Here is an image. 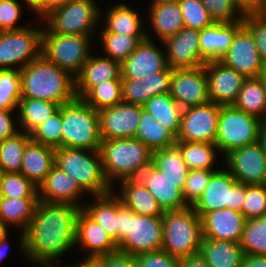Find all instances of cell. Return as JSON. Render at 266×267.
I'll return each mask as SVG.
<instances>
[{
	"instance_id": "6da1fadb",
	"label": "cell",
	"mask_w": 266,
	"mask_h": 267,
	"mask_svg": "<svg viewBox=\"0 0 266 267\" xmlns=\"http://www.w3.org/2000/svg\"><path fill=\"white\" fill-rule=\"evenodd\" d=\"M80 209L68 203L38 200L34 217L24 231L27 257L43 267H57L52 264L54 260L75 246L76 219Z\"/></svg>"
},
{
	"instance_id": "7a4b0ae2",
	"label": "cell",
	"mask_w": 266,
	"mask_h": 267,
	"mask_svg": "<svg viewBox=\"0 0 266 267\" xmlns=\"http://www.w3.org/2000/svg\"><path fill=\"white\" fill-rule=\"evenodd\" d=\"M21 98L39 99L59 106L76 98L75 78L42 54L20 70Z\"/></svg>"
},
{
	"instance_id": "3957f363",
	"label": "cell",
	"mask_w": 266,
	"mask_h": 267,
	"mask_svg": "<svg viewBox=\"0 0 266 267\" xmlns=\"http://www.w3.org/2000/svg\"><path fill=\"white\" fill-rule=\"evenodd\" d=\"M162 216L135 214L118 197V251L136 256L162 249Z\"/></svg>"
},
{
	"instance_id": "277c9868",
	"label": "cell",
	"mask_w": 266,
	"mask_h": 267,
	"mask_svg": "<svg viewBox=\"0 0 266 267\" xmlns=\"http://www.w3.org/2000/svg\"><path fill=\"white\" fill-rule=\"evenodd\" d=\"M99 152L110 184L112 180L138 178L152 160V151L136 138L101 140Z\"/></svg>"
},
{
	"instance_id": "5b68a950",
	"label": "cell",
	"mask_w": 266,
	"mask_h": 267,
	"mask_svg": "<svg viewBox=\"0 0 266 267\" xmlns=\"http://www.w3.org/2000/svg\"><path fill=\"white\" fill-rule=\"evenodd\" d=\"M162 250L183 259L199 254L202 243V222L192 206L164 211Z\"/></svg>"
},
{
	"instance_id": "8992f818",
	"label": "cell",
	"mask_w": 266,
	"mask_h": 267,
	"mask_svg": "<svg viewBox=\"0 0 266 267\" xmlns=\"http://www.w3.org/2000/svg\"><path fill=\"white\" fill-rule=\"evenodd\" d=\"M54 165L94 196L113 192L103 172L99 150L60 147L55 149Z\"/></svg>"
},
{
	"instance_id": "52a82bcc",
	"label": "cell",
	"mask_w": 266,
	"mask_h": 267,
	"mask_svg": "<svg viewBox=\"0 0 266 267\" xmlns=\"http://www.w3.org/2000/svg\"><path fill=\"white\" fill-rule=\"evenodd\" d=\"M61 147L99 150V111L82 99L62 105Z\"/></svg>"
},
{
	"instance_id": "ba28073f",
	"label": "cell",
	"mask_w": 266,
	"mask_h": 267,
	"mask_svg": "<svg viewBox=\"0 0 266 267\" xmlns=\"http://www.w3.org/2000/svg\"><path fill=\"white\" fill-rule=\"evenodd\" d=\"M94 1L74 0L47 11L42 18L49 27L42 33L91 36L101 14Z\"/></svg>"
},
{
	"instance_id": "9c48e42d",
	"label": "cell",
	"mask_w": 266,
	"mask_h": 267,
	"mask_svg": "<svg viewBox=\"0 0 266 267\" xmlns=\"http://www.w3.org/2000/svg\"><path fill=\"white\" fill-rule=\"evenodd\" d=\"M259 118L236 109L233 105L221 106L215 144L218 151L228 154L231 150L258 142Z\"/></svg>"
},
{
	"instance_id": "30bf717a",
	"label": "cell",
	"mask_w": 266,
	"mask_h": 267,
	"mask_svg": "<svg viewBox=\"0 0 266 267\" xmlns=\"http://www.w3.org/2000/svg\"><path fill=\"white\" fill-rule=\"evenodd\" d=\"M90 37L42 33L41 54L51 63L67 71L74 78L90 55Z\"/></svg>"
},
{
	"instance_id": "8fae6325",
	"label": "cell",
	"mask_w": 266,
	"mask_h": 267,
	"mask_svg": "<svg viewBox=\"0 0 266 267\" xmlns=\"http://www.w3.org/2000/svg\"><path fill=\"white\" fill-rule=\"evenodd\" d=\"M245 196L246 185L238 183L227 169H219L211 175L202 196L192 208L200 218L224 208L241 212Z\"/></svg>"
},
{
	"instance_id": "7c38bea8",
	"label": "cell",
	"mask_w": 266,
	"mask_h": 267,
	"mask_svg": "<svg viewBox=\"0 0 266 267\" xmlns=\"http://www.w3.org/2000/svg\"><path fill=\"white\" fill-rule=\"evenodd\" d=\"M42 31L25 27L18 30L0 32V70L13 69L20 64L19 70L41 55ZM23 63V64H22Z\"/></svg>"
},
{
	"instance_id": "4fadbf2b",
	"label": "cell",
	"mask_w": 266,
	"mask_h": 267,
	"mask_svg": "<svg viewBox=\"0 0 266 267\" xmlns=\"http://www.w3.org/2000/svg\"><path fill=\"white\" fill-rule=\"evenodd\" d=\"M220 107L209 101L202 105L183 108L176 141L214 143Z\"/></svg>"
},
{
	"instance_id": "5bb4252c",
	"label": "cell",
	"mask_w": 266,
	"mask_h": 267,
	"mask_svg": "<svg viewBox=\"0 0 266 267\" xmlns=\"http://www.w3.org/2000/svg\"><path fill=\"white\" fill-rule=\"evenodd\" d=\"M229 172L238 183L266 185V154L257 142L224 155Z\"/></svg>"
},
{
	"instance_id": "9a60e30c",
	"label": "cell",
	"mask_w": 266,
	"mask_h": 267,
	"mask_svg": "<svg viewBox=\"0 0 266 267\" xmlns=\"http://www.w3.org/2000/svg\"><path fill=\"white\" fill-rule=\"evenodd\" d=\"M141 118V106L120 102L99 110L101 140L135 138Z\"/></svg>"
},
{
	"instance_id": "2e32d148",
	"label": "cell",
	"mask_w": 266,
	"mask_h": 267,
	"mask_svg": "<svg viewBox=\"0 0 266 267\" xmlns=\"http://www.w3.org/2000/svg\"><path fill=\"white\" fill-rule=\"evenodd\" d=\"M169 94L182 108L209 102L204 66L173 69Z\"/></svg>"
},
{
	"instance_id": "e0dca14e",
	"label": "cell",
	"mask_w": 266,
	"mask_h": 267,
	"mask_svg": "<svg viewBox=\"0 0 266 267\" xmlns=\"http://www.w3.org/2000/svg\"><path fill=\"white\" fill-rule=\"evenodd\" d=\"M204 68L209 100L220 106L233 105L246 77L219 60L207 61Z\"/></svg>"
},
{
	"instance_id": "ac0fdd59",
	"label": "cell",
	"mask_w": 266,
	"mask_h": 267,
	"mask_svg": "<svg viewBox=\"0 0 266 267\" xmlns=\"http://www.w3.org/2000/svg\"><path fill=\"white\" fill-rule=\"evenodd\" d=\"M219 61L246 78L260 76L264 64L252 34L244 25L235 33L228 51Z\"/></svg>"
},
{
	"instance_id": "d6986e66",
	"label": "cell",
	"mask_w": 266,
	"mask_h": 267,
	"mask_svg": "<svg viewBox=\"0 0 266 267\" xmlns=\"http://www.w3.org/2000/svg\"><path fill=\"white\" fill-rule=\"evenodd\" d=\"M200 30L184 27L177 34L166 38V60L172 69L196 68L207 61L200 54Z\"/></svg>"
},
{
	"instance_id": "ffe728a7",
	"label": "cell",
	"mask_w": 266,
	"mask_h": 267,
	"mask_svg": "<svg viewBox=\"0 0 266 267\" xmlns=\"http://www.w3.org/2000/svg\"><path fill=\"white\" fill-rule=\"evenodd\" d=\"M147 37L121 63V79L140 80L168 68L166 55Z\"/></svg>"
},
{
	"instance_id": "44dd1931",
	"label": "cell",
	"mask_w": 266,
	"mask_h": 267,
	"mask_svg": "<svg viewBox=\"0 0 266 267\" xmlns=\"http://www.w3.org/2000/svg\"><path fill=\"white\" fill-rule=\"evenodd\" d=\"M77 243L89 250L88 257H100L118 251V245L104 228L82 208L76 219L75 245Z\"/></svg>"
},
{
	"instance_id": "7402d4cb",
	"label": "cell",
	"mask_w": 266,
	"mask_h": 267,
	"mask_svg": "<svg viewBox=\"0 0 266 267\" xmlns=\"http://www.w3.org/2000/svg\"><path fill=\"white\" fill-rule=\"evenodd\" d=\"M246 220L241 212L229 208L206 213L201 217L203 237L239 243Z\"/></svg>"
},
{
	"instance_id": "603a6c76",
	"label": "cell",
	"mask_w": 266,
	"mask_h": 267,
	"mask_svg": "<svg viewBox=\"0 0 266 267\" xmlns=\"http://www.w3.org/2000/svg\"><path fill=\"white\" fill-rule=\"evenodd\" d=\"M86 192L70 175L55 165L38 186V200L49 203H68L79 208L77 198Z\"/></svg>"
},
{
	"instance_id": "cb8c5ba5",
	"label": "cell",
	"mask_w": 266,
	"mask_h": 267,
	"mask_svg": "<svg viewBox=\"0 0 266 267\" xmlns=\"http://www.w3.org/2000/svg\"><path fill=\"white\" fill-rule=\"evenodd\" d=\"M138 179L156 198L163 211L181 210L189 207L183 198L182 190L175 186L152 163L141 172Z\"/></svg>"
},
{
	"instance_id": "d4e9b609",
	"label": "cell",
	"mask_w": 266,
	"mask_h": 267,
	"mask_svg": "<svg viewBox=\"0 0 266 267\" xmlns=\"http://www.w3.org/2000/svg\"><path fill=\"white\" fill-rule=\"evenodd\" d=\"M121 79V63L108 57L90 56L75 77L76 98H82L92 87Z\"/></svg>"
},
{
	"instance_id": "484cf974",
	"label": "cell",
	"mask_w": 266,
	"mask_h": 267,
	"mask_svg": "<svg viewBox=\"0 0 266 267\" xmlns=\"http://www.w3.org/2000/svg\"><path fill=\"white\" fill-rule=\"evenodd\" d=\"M172 70L168 67L140 80L122 79V100L143 106L151 97L169 93Z\"/></svg>"
},
{
	"instance_id": "4316f807",
	"label": "cell",
	"mask_w": 266,
	"mask_h": 267,
	"mask_svg": "<svg viewBox=\"0 0 266 267\" xmlns=\"http://www.w3.org/2000/svg\"><path fill=\"white\" fill-rule=\"evenodd\" d=\"M243 26L238 22H214L200 30V54L206 61L220 60L228 51L235 33Z\"/></svg>"
},
{
	"instance_id": "83f0119b",
	"label": "cell",
	"mask_w": 266,
	"mask_h": 267,
	"mask_svg": "<svg viewBox=\"0 0 266 267\" xmlns=\"http://www.w3.org/2000/svg\"><path fill=\"white\" fill-rule=\"evenodd\" d=\"M55 163V149L30 140L25 149L20 173L39 186Z\"/></svg>"
},
{
	"instance_id": "f1b7e54d",
	"label": "cell",
	"mask_w": 266,
	"mask_h": 267,
	"mask_svg": "<svg viewBox=\"0 0 266 267\" xmlns=\"http://www.w3.org/2000/svg\"><path fill=\"white\" fill-rule=\"evenodd\" d=\"M121 182L122 192L118 197L132 212L147 216L163 215L164 211L156 198L138 178L124 179Z\"/></svg>"
},
{
	"instance_id": "f546056e",
	"label": "cell",
	"mask_w": 266,
	"mask_h": 267,
	"mask_svg": "<svg viewBox=\"0 0 266 267\" xmlns=\"http://www.w3.org/2000/svg\"><path fill=\"white\" fill-rule=\"evenodd\" d=\"M199 254L209 267H242L244 252L238 242L202 238Z\"/></svg>"
},
{
	"instance_id": "4dcf8cb0",
	"label": "cell",
	"mask_w": 266,
	"mask_h": 267,
	"mask_svg": "<svg viewBox=\"0 0 266 267\" xmlns=\"http://www.w3.org/2000/svg\"><path fill=\"white\" fill-rule=\"evenodd\" d=\"M38 198H2L0 203V219L7 225L22 227L21 249L25 253L24 231L34 217Z\"/></svg>"
},
{
	"instance_id": "1f68e13d",
	"label": "cell",
	"mask_w": 266,
	"mask_h": 267,
	"mask_svg": "<svg viewBox=\"0 0 266 267\" xmlns=\"http://www.w3.org/2000/svg\"><path fill=\"white\" fill-rule=\"evenodd\" d=\"M94 197L95 203L83 206L82 209L118 244V195L110 192Z\"/></svg>"
},
{
	"instance_id": "d6a6232c",
	"label": "cell",
	"mask_w": 266,
	"mask_h": 267,
	"mask_svg": "<svg viewBox=\"0 0 266 267\" xmlns=\"http://www.w3.org/2000/svg\"><path fill=\"white\" fill-rule=\"evenodd\" d=\"M151 163L175 186L183 190L189 168L176 145L152 151Z\"/></svg>"
},
{
	"instance_id": "836d02e7",
	"label": "cell",
	"mask_w": 266,
	"mask_h": 267,
	"mask_svg": "<svg viewBox=\"0 0 266 267\" xmlns=\"http://www.w3.org/2000/svg\"><path fill=\"white\" fill-rule=\"evenodd\" d=\"M136 139L151 151L171 147L176 144V136L141 106V118Z\"/></svg>"
},
{
	"instance_id": "e575fe53",
	"label": "cell",
	"mask_w": 266,
	"mask_h": 267,
	"mask_svg": "<svg viewBox=\"0 0 266 267\" xmlns=\"http://www.w3.org/2000/svg\"><path fill=\"white\" fill-rule=\"evenodd\" d=\"M150 7L152 27L162 42L185 27L178 1L154 4Z\"/></svg>"
},
{
	"instance_id": "d590c367",
	"label": "cell",
	"mask_w": 266,
	"mask_h": 267,
	"mask_svg": "<svg viewBox=\"0 0 266 267\" xmlns=\"http://www.w3.org/2000/svg\"><path fill=\"white\" fill-rule=\"evenodd\" d=\"M143 109L153 115L157 121L177 137L180 131L183 108L169 93L151 97L143 105Z\"/></svg>"
},
{
	"instance_id": "8d00e7d4",
	"label": "cell",
	"mask_w": 266,
	"mask_h": 267,
	"mask_svg": "<svg viewBox=\"0 0 266 267\" xmlns=\"http://www.w3.org/2000/svg\"><path fill=\"white\" fill-rule=\"evenodd\" d=\"M105 30L110 33L123 34L127 36H147L142 31V23L138 12L126 4H116L107 12Z\"/></svg>"
},
{
	"instance_id": "74e56055",
	"label": "cell",
	"mask_w": 266,
	"mask_h": 267,
	"mask_svg": "<svg viewBox=\"0 0 266 267\" xmlns=\"http://www.w3.org/2000/svg\"><path fill=\"white\" fill-rule=\"evenodd\" d=\"M236 109L260 117L266 106V90L261 78H246L233 104Z\"/></svg>"
},
{
	"instance_id": "f35d334b",
	"label": "cell",
	"mask_w": 266,
	"mask_h": 267,
	"mask_svg": "<svg viewBox=\"0 0 266 267\" xmlns=\"http://www.w3.org/2000/svg\"><path fill=\"white\" fill-rule=\"evenodd\" d=\"M59 105L39 99L21 98L18 104L19 124L25 133H30L59 109Z\"/></svg>"
},
{
	"instance_id": "ab89813d",
	"label": "cell",
	"mask_w": 266,
	"mask_h": 267,
	"mask_svg": "<svg viewBox=\"0 0 266 267\" xmlns=\"http://www.w3.org/2000/svg\"><path fill=\"white\" fill-rule=\"evenodd\" d=\"M182 154V158L189 170H210L216 159L215 143L176 141L175 144ZM216 149V150H215Z\"/></svg>"
},
{
	"instance_id": "60d3db41",
	"label": "cell",
	"mask_w": 266,
	"mask_h": 267,
	"mask_svg": "<svg viewBox=\"0 0 266 267\" xmlns=\"http://www.w3.org/2000/svg\"><path fill=\"white\" fill-rule=\"evenodd\" d=\"M31 140L30 133L18 132L0 142V172H20L24 149Z\"/></svg>"
},
{
	"instance_id": "b9f144b4",
	"label": "cell",
	"mask_w": 266,
	"mask_h": 267,
	"mask_svg": "<svg viewBox=\"0 0 266 267\" xmlns=\"http://www.w3.org/2000/svg\"><path fill=\"white\" fill-rule=\"evenodd\" d=\"M239 244L244 255L266 256V213L246 220Z\"/></svg>"
},
{
	"instance_id": "7bdbcfd3",
	"label": "cell",
	"mask_w": 266,
	"mask_h": 267,
	"mask_svg": "<svg viewBox=\"0 0 266 267\" xmlns=\"http://www.w3.org/2000/svg\"><path fill=\"white\" fill-rule=\"evenodd\" d=\"M103 49L106 57L122 63L126 60L137 48V46L147 39V36H127L107 32L103 29L100 34Z\"/></svg>"
},
{
	"instance_id": "ee69618b",
	"label": "cell",
	"mask_w": 266,
	"mask_h": 267,
	"mask_svg": "<svg viewBox=\"0 0 266 267\" xmlns=\"http://www.w3.org/2000/svg\"><path fill=\"white\" fill-rule=\"evenodd\" d=\"M95 110L115 106L122 102V80L104 81L92 87L82 98Z\"/></svg>"
},
{
	"instance_id": "f6af8a7d",
	"label": "cell",
	"mask_w": 266,
	"mask_h": 267,
	"mask_svg": "<svg viewBox=\"0 0 266 267\" xmlns=\"http://www.w3.org/2000/svg\"><path fill=\"white\" fill-rule=\"evenodd\" d=\"M62 105L30 132L32 141L54 149L61 147Z\"/></svg>"
},
{
	"instance_id": "bcb514c9",
	"label": "cell",
	"mask_w": 266,
	"mask_h": 267,
	"mask_svg": "<svg viewBox=\"0 0 266 267\" xmlns=\"http://www.w3.org/2000/svg\"><path fill=\"white\" fill-rule=\"evenodd\" d=\"M3 198H38V187L20 172L1 173Z\"/></svg>"
},
{
	"instance_id": "7dc6e473",
	"label": "cell",
	"mask_w": 266,
	"mask_h": 267,
	"mask_svg": "<svg viewBox=\"0 0 266 267\" xmlns=\"http://www.w3.org/2000/svg\"><path fill=\"white\" fill-rule=\"evenodd\" d=\"M21 100V74L19 68L0 70V107L16 109Z\"/></svg>"
},
{
	"instance_id": "c3c4849f",
	"label": "cell",
	"mask_w": 266,
	"mask_h": 267,
	"mask_svg": "<svg viewBox=\"0 0 266 267\" xmlns=\"http://www.w3.org/2000/svg\"><path fill=\"white\" fill-rule=\"evenodd\" d=\"M185 27L202 30L214 23L200 0H178Z\"/></svg>"
},
{
	"instance_id": "681fc988",
	"label": "cell",
	"mask_w": 266,
	"mask_h": 267,
	"mask_svg": "<svg viewBox=\"0 0 266 267\" xmlns=\"http://www.w3.org/2000/svg\"><path fill=\"white\" fill-rule=\"evenodd\" d=\"M217 170H189L182 195L185 202L189 206H193L195 202L202 196L211 175Z\"/></svg>"
},
{
	"instance_id": "f907efd6",
	"label": "cell",
	"mask_w": 266,
	"mask_h": 267,
	"mask_svg": "<svg viewBox=\"0 0 266 267\" xmlns=\"http://www.w3.org/2000/svg\"><path fill=\"white\" fill-rule=\"evenodd\" d=\"M208 14L214 20V22H238L242 21L244 13L236 4L235 0H200ZM239 11L238 17L235 16L237 11ZM235 17V18H234ZM237 17V18H236Z\"/></svg>"
},
{
	"instance_id": "816d5d0a",
	"label": "cell",
	"mask_w": 266,
	"mask_h": 267,
	"mask_svg": "<svg viewBox=\"0 0 266 267\" xmlns=\"http://www.w3.org/2000/svg\"><path fill=\"white\" fill-rule=\"evenodd\" d=\"M241 213L246 219L257 218L266 213V185H246Z\"/></svg>"
},
{
	"instance_id": "f5cc1de1",
	"label": "cell",
	"mask_w": 266,
	"mask_h": 267,
	"mask_svg": "<svg viewBox=\"0 0 266 267\" xmlns=\"http://www.w3.org/2000/svg\"><path fill=\"white\" fill-rule=\"evenodd\" d=\"M243 25L252 34L258 53L263 62H266V15L261 13H246L243 17Z\"/></svg>"
},
{
	"instance_id": "db71d44e",
	"label": "cell",
	"mask_w": 266,
	"mask_h": 267,
	"mask_svg": "<svg viewBox=\"0 0 266 267\" xmlns=\"http://www.w3.org/2000/svg\"><path fill=\"white\" fill-rule=\"evenodd\" d=\"M136 267H179L181 259L157 250L134 256Z\"/></svg>"
},
{
	"instance_id": "11a10c76",
	"label": "cell",
	"mask_w": 266,
	"mask_h": 267,
	"mask_svg": "<svg viewBox=\"0 0 266 267\" xmlns=\"http://www.w3.org/2000/svg\"><path fill=\"white\" fill-rule=\"evenodd\" d=\"M20 14L21 7L17 0H0V32L25 28L15 25Z\"/></svg>"
},
{
	"instance_id": "9f6ffc18",
	"label": "cell",
	"mask_w": 266,
	"mask_h": 267,
	"mask_svg": "<svg viewBox=\"0 0 266 267\" xmlns=\"http://www.w3.org/2000/svg\"><path fill=\"white\" fill-rule=\"evenodd\" d=\"M103 267H136L134 256L117 251L103 256Z\"/></svg>"
},
{
	"instance_id": "6f0895ef",
	"label": "cell",
	"mask_w": 266,
	"mask_h": 267,
	"mask_svg": "<svg viewBox=\"0 0 266 267\" xmlns=\"http://www.w3.org/2000/svg\"><path fill=\"white\" fill-rule=\"evenodd\" d=\"M13 110L15 109H2L0 111V142L20 132L19 130H16L11 119V112Z\"/></svg>"
},
{
	"instance_id": "680465c9",
	"label": "cell",
	"mask_w": 266,
	"mask_h": 267,
	"mask_svg": "<svg viewBox=\"0 0 266 267\" xmlns=\"http://www.w3.org/2000/svg\"><path fill=\"white\" fill-rule=\"evenodd\" d=\"M241 11L246 13H260L264 7L265 0H235Z\"/></svg>"
},
{
	"instance_id": "91938a15",
	"label": "cell",
	"mask_w": 266,
	"mask_h": 267,
	"mask_svg": "<svg viewBox=\"0 0 266 267\" xmlns=\"http://www.w3.org/2000/svg\"><path fill=\"white\" fill-rule=\"evenodd\" d=\"M242 267H266V256L244 255Z\"/></svg>"
},
{
	"instance_id": "94428289",
	"label": "cell",
	"mask_w": 266,
	"mask_h": 267,
	"mask_svg": "<svg viewBox=\"0 0 266 267\" xmlns=\"http://www.w3.org/2000/svg\"><path fill=\"white\" fill-rule=\"evenodd\" d=\"M179 267H209L200 254L181 259Z\"/></svg>"
},
{
	"instance_id": "6125c7cd",
	"label": "cell",
	"mask_w": 266,
	"mask_h": 267,
	"mask_svg": "<svg viewBox=\"0 0 266 267\" xmlns=\"http://www.w3.org/2000/svg\"><path fill=\"white\" fill-rule=\"evenodd\" d=\"M67 267H103V256L87 257L78 264Z\"/></svg>"
},
{
	"instance_id": "be15d7a7",
	"label": "cell",
	"mask_w": 266,
	"mask_h": 267,
	"mask_svg": "<svg viewBox=\"0 0 266 267\" xmlns=\"http://www.w3.org/2000/svg\"><path fill=\"white\" fill-rule=\"evenodd\" d=\"M39 16L46 13V0H24Z\"/></svg>"
},
{
	"instance_id": "e7e4bbea",
	"label": "cell",
	"mask_w": 266,
	"mask_h": 267,
	"mask_svg": "<svg viewBox=\"0 0 266 267\" xmlns=\"http://www.w3.org/2000/svg\"><path fill=\"white\" fill-rule=\"evenodd\" d=\"M258 143L266 154V125H260L259 127Z\"/></svg>"
},
{
	"instance_id": "03108f58",
	"label": "cell",
	"mask_w": 266,
	"mask_h": 267,
	"mask_svg": "<svg viewBox=\"0 0 266 267\" xmlns=\"http://www.w3.org/2000/svg\"><path fill=\"white\" fill-rule=\"evenodd\" d=\"M71 1H74V0H46V12L55 7L68 4Z\"/></svg>"
},
{
	"instance_id": "003e7915",
	"label": "cell",
	"mask_w": 266,
	"mask_h": 267,
	"mask_svg": "<svg viewBox=\"0 0 266 267\" xmlns=\"http://www.w3.org/2000/svg\"><path fill=\"white\" fill-rule=\"evenodd\" d=\"M8 236L6 235L4 238L0 240V262L4 256H6V243L8 241Z\"/></svg>"
},
{
	"instance_id": "a7ac6f4b",
	"label": "cell",
	"mask_w": 266,
	"mask_h": 267,
	"mask_svg": "<svg viewBox=\"0 0 266 267\" xmlns=\"http://www.w3.org/2000/svg\"><path fill=\"white\" fill-rule=\"evenodd\" d=\"M8 226L0 219V240L8 233Z\"/></svg>"
},
{
	"instance_id": "89a4df30",
	"label": "cell",
	"mask_w": 266,
	"mask_h": 267,
	"mask_svg": "<svg viewBox=\"0 0 266 267\" xmlns=\"http://www.w3.org/2000/svg\"><path fill=\"white\" fill-rule=\"evenodd\" d=\"M266 90V62L263 64L260 76Z\"/></svg>"
},
{
	"instance_id": "2644e50d",
	"label": "cell",
	"mask_w": 266,
	"mask_h": 267,
	"mask_svg": "<svg viewBox=\"0 0 266 267\" xmlns=\"http://www.w3.org/2000/svg\"><path fill=\"white\" fill-rule=\"evenodd\" d=\"M260 125H266V106L262 115L259 117Z\"/></svg>"
},
{
	"instance_id": "8c879c8a",
	"label": "cell",
	"mask_w": 266,
	"mask_h": 267,
	"mask_svg": "<svg viewBox=\"0 0 266 267\" xmlns=\"http://www.w3.org/2000/svg\"><path fill=\"white\" fill-rule=\"evenodd\" d=\"M178 0H153L151 5L159 4V3H170V2H176Z\"/></svg>"
},
{
	"instance_id": "753ad0ef",
	"label": "cell",
	"mask_w": 266,
	"mask_h": 267,
	"mask_svg": "<svg viewBox=\"0 0 266 267\" xmlns=\"http://www.w3.org/2000/svg\"><path fill=\"white\" fill-rule=\"evenodd\" d=\"M260 13L263 14V15H266V0L264 2V7H263V9H262V11Z\"/></svg>"
},
{
	"instance_id": "34e18365",
	"label": "cell",
	"mask_w": 266,
	"mask_h": 267,
	"mask_svg": "<svg viewBox=\"0 0 266 267\" xmlns=\"http://www.w3.org/2000/svg\"><path fill=\"white\" fill-rule=\"evenodd\" d=\"M0 181H1V172H0ZM2 192H1V186H0V203H1V201H2Z\"/></svg>"
}]
</instances>
